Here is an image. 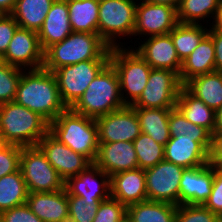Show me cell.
Returning <instances> with one entry per match:
<instances>
[{
  "instance_id": "19",
  "label": "cell",
  "mask_w": 222,
  "mask_h": 222,
  "mask_svg": "<svg viewBox=\"0 0 222 222\" xmlns=\"http://www.w3.org/2000/svg\"><path fill=\"white\" fill-rule=\"evenodd\" d=\"M94 163L109 176L137 169V155L133 142L99 143Z\"/></svg>"
},
{
  "instance_id": "47",
  "label": "cell",
  "mask_w": 222,
  "mask_h": 222,
  "mask_svg": "<svg viewBox=\"0 0 222 222\" xmlns=\"http://www.w3.org/2000/svg\"><path fill=\"white\" fill-rule=\"evenodd\" d=\"M209 24L211 25L208 26H211L215 30L222 31V0H220L219 7L213 22L212 23L209 22Z\"/></svg>"
},
{
  "instance_id": "16",
  "label": "cell",
  "mask_w": 222,
  "mask_h": 222,
  "mask_svg": "<svg viewBox=\"0 0 222 222\" xmlns=\"http://www.w3.org/2000/svg\"><path fill=\"white\" fill-rule=\"evenodd\" d=\"M67 195H74L88 201H103L110 197V176L92 163L77 176L64 183Z\"/></svg>"
},
{
  "instance_id": "14",
  "label": "cell",
  "mask_w": 222,
  "mask_h": 222,
  "mask_svg": "<svg viewBox=\"0 0 222 222\" xmlns=\"http://www.w3.org/2000/svg\"><path fill=\"white\" fill-rule=\"evenodd\" d=\"M2 62L24 70L42 68L44 51L39 42L38 32L18 27L2 57Z\"/></svg>"
},
{
  "instance_id": "29",
  "label": "cell",
  "mask_w": 222,
  "mask_h": 222,
  "mask_svg": "<svg viewBox=\"0 0 222 222\" xmlns=\"http://www.w3.org/2000/svg\"><path fill=\"white\" fill-rule=\"evenodd\" d=\"M55 0H16L11 15L21 28L38 32Z\"/></svg>"
},
{
  "instance_id": "9",
  "label": "cell",
  "mask_w": 222,
  "mask_h": 222,
  "mask_svg": "<svg viewBox=\"0 0 222 222\" xmlns=\"http://www.w3.org/2000/svg\"><path fill=\"white\" fill-rule=\"evenodd\" d=\"M109 62L110 60L81 61L53 72L60 97L67 108H71L80 99L90 82Z\"/></svg>"
},
{
  "instance_id": "40",
  "label": "cell",
  "mask_w": 222,
  "mask_h": 222,
  "mask_svg": "<svg viewBox=\"0 0 222 222\" xmlns=\"http://www.w3.org/2000/svg\"><path fill=\"white\" fill-rule=\"evenodd\" d=\"M203 206L217 216H222V167L214 166V179L211 193Z\"/></svg>"
},
{
  "instance_id": "46",
  "label": "cell",
  "mask_w": 222,
  "mask_h": 222,
  "mask_svg": "<svg viewBox=\"0 0 222 222\" xmlns=\"http://www.w3.org/2000/svg\"><path fill=\"white\" fill-rule=\"evenodd\" d=\"M208 27H210L208 34L211 36L215 48V71L222 72V31Z\"/></svg>"
},
{
  "instance_id": "44",
  "label": "cell",
  "mask_w": 222,
  "mask_h": 222,
  "mask_svg": "<svg viewBox=\"0 0 222 222\" xmlns=\"http://www.w3.org/2000/svg\"><path fill=\"white\" fill-rule=\"evenodd\" d=\"M185 136L195 137V141L200 142L210 152L212 145V134L207 129L188 121Z\"/></svg>"
},
{
  "instance_id": "2",
  "label": "cell",
  "mask_w": 222,
  "mask_h": 222,
  "mask_svg": "<svg viewBox=\"0 0 222 222\" xmlns=\"http://www.w3.org/2000/svg\"><path fill=\"white\" fill-rule=\"evenodd\" d=\"M111 47L98 33L72 32L44 51L43 68L54 72L63 66L88 60H110Z\"/></svg>"
},
{
  "instance_id": "18",
  "label": "cell",
  "mask_w": 222,
  "mask_h": 222,
  "mask_svg": "<svg viewBox=\"0 0 222 222\" xmlns=\"http://www.w3.org/2000/svg\"><path fill=\"white\" fill-rule=\"evenodd\" d=\"M141 42L135 50L152 68L171 70L179 76L182 62L177 56L170 33L150 36Z\"/></svg>"
},
{
  "instance_id": "27",
  "label": "cell",
  "mask_w": 222,
  "mask_h": 222,
  "mask_svg": "<svg viewBox=\"0 0 222 222\" xmlns=\"http://www.w3.org/2000/svg\"><path fill=\"white\" fill-rule=\"evenodd\" d=\"M139 119L141 132L165 146L171 138L169 114L173 108H133Z\"/></svg>"
},
{
  "instance_id": "25",
  "label": "cell",
  "mask_w": 222,
  "mask_h": 222,
  "mask_svg": "<svg viewBox=\"0 0 222 222\" xmlns=\"http://www.w3.org/2000/svg\"><path fill=\"white\" fill-rule=\"evenodd\" d=\"M176 108L189 122L202 126L214 134L216 112L193 96L184 86L179 91Z\"/></svg>"
},
{
  "instance_id": "11",
  "label": "cell",
  "mask_w": 222,
  "mask_h": 222,
  "mask_svg": "<svg viewBox=\"0 0 222 222\" xmlns=\"http://www.w3.org/2000/svg\"><path fill=\"white\" fill-rule=\"evenodd\" d=\"M184 169L166 160L145 169L147 200L178 206L180 180Z\"/></svg>"
},
{
  "instance_id": "23",
  "label": "cell",
  "mask_w": 222,
  "mask_h": 222,
  "mask_svg": "<svg viewBox=\"0 0 222 222\" xmlns=\"http://www.w3.org/2000/svg\"><path fill=\"white\" fill-rule=\"evenodd\" d=\"M69 21L67 0H55L38 31L39 42L43 51L58 42H62L72 33Z\"/></svg>"
},
{
  "instance_id": "41",
  "label": "cell",
  "mask_w": 222,
  "mask_h": 222,
  "mask_svg": "<svg viewBox=\"0 0 222 222\" xmlns=\"http://www.w3.org/2000/svg\"><path fill=\"white\" fill-rule=\"evenodd\" d=\"M19 27L11 14H0V56L8 50L9 43Z\"/></svg>"
},
{
  "instance_id": "43",
  "label": "cell",
  "mask_w": 222,
  "mask_h": 222,
  "mask_svg": "<svg viewBox=\"0 0 222 222\" xmlns=\"http://www.w3.org/2000/svg\"><path fill=\"white\" fill-rule=\"evenodd\" d=\"M188 120L175 107L171 109L169 114V131L171 137L185 136Z\"/></svg>"
},
{
  "instance_id": "21",
  "label": "cell",
  "mask_w": 222,
  "mask_h": 222,
  "mask_svg": "<svg viewBox=\"0 0 222 222\" xmlns=\"http://www.w3.org/2000/svg\"><path fill=\"white\" fill-rule=\"evenodd\" d=\"M164 160L183 168L203 166L209 163V151L195 137H171L164 146Z\"/></svg>"
},
{
  "instance_id": "7",
  "label": "cell",
  "mask_w": 222,
  "mask_h": 222,
  "mask_svg": "<svg viewBox=\"0 0 222 222\" xmlns=\"http://www.w3.org/2000/svg\"><path fill=\"white\" fill-rule=\"evenodd\" d=\"M137 1L99 0L98 35L110 47L123 46L118 39L133 36Z\"/></svg>"
},
{
  "instance_id": "50",
  "label": "cell",
  "mask_w": 222,
  "mask_h": 222,
  "mask_svg": "<svg viewBox=\"0 0 222 222\" xmlns=\"http://www.w3.org/2000/svg\"><path fill=\"white\" fill-rule=\"evenodd\" d=\"M153 4H162V5H168L177 10L180 0H146Z\"/></svg>"
},
{
  "instance_id": "39",
  "label": "cell",
  "mask_w": 222,
  "mask_h": 222,
  "mask_svg": "<svg viewBox=\"0 0 222 222\" xmlns=\"http://www.w3.org/2000/svg\"><path fill=\"white\" fill-rule=\"evenodd\" d=\"M22 146L8 144L0 151V178L16 172L20 168Z\"/></svg>"
},
{
  "instance_id": "35",
  "label": "cell",
  "mask_w": 222,
  "mask_h": 222,
  "mask_svg": "<svg viewBox=\"0 0 222 222\" xmlns=\"http://www.w3.org/2000/svg\"><path fill=\"white\" fill-rule=\"evenodd\" d=\"M23 70L8 63H0V105L14 101Z\"/></svg>"
},
{
  "instance_id": "49",
  "label": "cell",
  "mask_w": 222,
  "mask_h": 222,
  "mask_svg": "<svg viewBox=\"0 0 222 222\" xmlns=\"http://www.w3.org/2000/svg\"><path fill=\"white\" fill-rule=\"evenodd\" d=\"M214 134H222V106L216 111Z\"/></svg>"
},
{
  "instance_id": "13",
  "label": "cell",
  "mask_w": 222,
  "mask_h": 222,
  "mask_svg": "<svg viewBox=\"0 0 222 222\" xmlns=\"http://www.w3.org/2000/svg\"><path fill=\"white\" fill-rule=\"evenodd\" d=\"M137 3L133 36L168 34L178 24L177 10L168 5L153 4L146 0Z\"/></svg>"
},
{
  "instance_id": "31",
  "label": "cell",
  "mask_w": 222,
  "mask_h": 222,
  "mask_svg": "<svg viewBox=\"0 0 222 222\" xmlns=\"http://www.w3.org/2000/svg\"><path fill=\"white\" fill-rule=\"evenodd\" d=\"M208 32L209 29L207 26L205 28V25L184 23H178L169 32L181 62L193 52Z\"/></svg>"
},
{
  "instance_id": "20",
  "label": "cell",
  "mask_w": 222,
  "mask_h": 222,
  "mask_svg": "<svg viewBox=\"0 0 222 222\" xmlns=\"http://www.w3.org/2000/svg\"><path fill=\"white\" fill-rule=\"evenodd\" d=\"M110 197L126 207L147 200L144 169L122 171L110 176Z\"/></svg>"
},
{
  "instance_id": "42",
  "label": "cell",
  "mask_w": 222,
  "mask_h": 222,
  "mask_svg": "<svg viewBox=\"0 0 222 222\" xmlns=\"http://www.w3.org/2000/svg\"><path fill=\"white\" fill-rule=\"evenodd\" d=\"M0 222H43L29 208L23 204L0 213Z\"/></svg>"
},
{
  "instance_id": "52",
  "label": "cell",
  "mask_w": 222,
  "mask_h": 222,
  "mask_svg": "<svg viewBox=\"0 0 222 222\" xmlns=\"http://www.w3.org/2000/svg\"><path fill=\"white\" fill-rule=\"evenodd\" d=\"M119 222H133L132 218L126 213Z\"/></svg>"
},
{
  "instance_id": "28",
  "label": "cell",
  "mask_w": 222,
  "mask_h": 222,
  "mask_svg": "<svg viewBox=\"0 0 222 222\" xmlns=\"http://www.w3.org/2000/svg\"><path fill=\"white\" fill-rule=\"evenodd\" d=\"M73 32L98 33L99 0H67Z\"/></svg>"
},
{
  "instance_id": "3",
  "label": "cell",
  "mask_w": 222,
  "mask_h": 222,
  "mask_svg": "<svg viewBox=\"0 0 222 222\" xmlns=\"http://www.w3.org/2000/svg\"><path fill=\"white\" fill-rule=\"evenodd\" d=\"M126 107L117 71L109 62L90 82L88 88L71 109L92 119Z\"/></svg>"
},
{
  "instance_id": "38",
  "label": "cell",
  "mask_w": 222,
  "mask_h": 222,
  "mask_svg": "<svg viewBox=\"0 0 222 222\" xmlns=\"http://www.w3.org/2000/svg\"><path fill=\"white\" fill-rule=\"evenodd\" d=\"M126 213L125 205L109 197L100 202L93 222H119Z\"/></svg>"
},
{
  "instance_id": "32",
  "label": "cell",
  "mask_w": 222,
  "mask_h": 222,
  "mask_svg": "<svg viewBox=\"0 0 222 222\" xmlns=\"http://www.w3.org/2000/svg\"><path fill=\"white\" fill-rule=\"evenodd\" d=\"M28 188L20 168L0 178V213L26 204Z\"/></svg>"
},
{
  "instance_id": "12",
  "label": "cell",
  "mask_w": 222,
  "mask_h": 222,
  "mask_svg": "<svg viewBox=\"0 0 222 222\" xmlns=\"http://www.w3.org/2000/svg\"><path fill=\"white\" fill-rule=\"evenodd\" d=\"M99 143L133 142L141 128L136 111L131 106L95 119Z\"/></svg>"
},
{
  "instance_id": "6",
  "label": "cell",
  "mask_w": 222,
  "mask_h": 222,
  "mask_svg": "<svg viewBox=\"0 0 222 222\" xmlns=\"http://www.w3.org/2000/svg\"><path fill=\"white\" fill-rule=\"evenodd\" d=\"M110 63L117 71L124 104L133 105L145 89L152 67L135 49L125 46L111 47Z\"/></svg>"
},
{
  "instance_id": "17",
  "label": "cell",
  "mask_w": 222,
  "mask_h": 222,
  "mask_svg": "<svg viewBox=\"0 0 222 222\" xmlns=\"http://www.w3.org/2000/svg\"><path fill=\"white\" fill-rule=\"evenodd\" d=\"M214 179V166L209 163L185 168L180 180L179 205H203L210 196Z\"/></svg>"
},
{
  "instance_id": "45",
  "label": "cell",
  "mask_w": 222,
  "mask_h": 222,
  "mask_svg": "<svg viewBox=\"0 0 222 222\" xmlns=\"http://www.w3.org/2000/svg\"><path fill=\"white\" fill-rule=\"evenodd\" d=\"M209 164L222 167V134L212 135V145L209 152Z\"/></svg>"
},
{
  "instance_id": "26",
  "label": "cell",
  "mask_w": 222,
  "mask_h": 222,
  "mask_svg": "<svg viewBox=\"0 0 222 222\" xmlns=\"http://www.w3.org/2000/svg\"><path fill=\"white\" fill-rule=\"evenodd\" d=\"M183 86L215 112L222 106V72L198 75Z\"/></svg>"
},
{
  "instance_id": "48",
  "label": "cell",
  "mask_w": 222,
  "mask_h": 222,
  "mask_svg": "<svg viewBox=\"0 0 222 222\" xmlns=\"http://www.w3.org/2000/svg\"><path fill=\"white\" fill-rule=\"evenodd\" d=\"M15 4L16 0H0V14H11Z\"/></svg>"
},
{
  "instance_id": "8",
  "label": "cell",
  "mask_w": 222,
  "mask_h": 222,
  "mask_svg": "<svg viewBox=\"0 0 222 222\" xmlns=\"http://www.w3.org/2000/svg\"><path fill=\"white\" fill-rule=\"evenodd\" d=\"M20 170L29 193L55 192L64 189V180L38 146L22 147Z\"/></svg>"
},
{
  "instance_id": "53",
  "label": "cell",
  "mask_w": 222,
  "mask_h": 222,
  "mask_svg": "<svg viewBox=\"0 0 222 222\" xmlns=\"http://www.w3.org/2000/svg\"><path fill=\"white\" fill-rule=\"evenodd\" d=\"M214 222H222V216H217Z\"/></svg>"
},
{
  "instance_id": "24",
  "label": "cell",
  "mask_w": 222,
  "mask_h": 222,
  "mask_svg": "<svg viewBox=\"0 0 222 222\" xmlns=\"http://www.w3.org/2000/svg\"><path fill=\"white\" fill-rule=\"evenodd\" d=\"M215 72V48L212 38L207 34L193 52L182 61L179 80L182 85L202 74Z\"/></svg>"
},
{
  "instance_id": "37",
  "label": "cell",
  "mask_w": 222,
  "mask_h": 222,
  "mask_svg": "<svg viewBox=\"0 0 222 222\" xmlns=\"http://www.w3.org/2000/svg\"><path fill=\"white\" fill-rule=\"evenodd\" d=\"M217 215L203 205H178L175 222H214Z\"/></svg>"
},
{
  "instance_id": "15",
  "label": "cell",
  "mask_w": 222,
  "mask_h": 222,
  "mask_svg": "<svg viewBox=\"0 0 222 222\" xmlns=\"http://www.w3.org/2000/svg\"><path fill=\"white\" fill-rule=\"evenodd\" d=\"M37 146L64 182L72 176H77L92 164L86 157L71 150L50 132L38 142Z\"/></svg>"
},
{
  "instance_id": "22",
  "label": "cell",
  "mask_w": 222,
  "mask_h": 222,
  "mask_svg": "<svg viewBox=\"0 0 222 222\" xmlns=\"http://www.w3.org/2000/svg\"><path fill=\"white\" fill-rule=\"evenodd\" d=\"M26 204L43 222H68V195L65 188L55 192L29 193Z\"/></svg>"
},
{
  "instance_id": "1",
  "label": "cell",
  "mask_w": 222,
  "mask_h": 222,
  "mask_svg": "<svg viewBox=\"0 0 222 222\" xmlns=\"http://www.w3.org/2000/svg\"><path fill=\"white\" fill-rule=\"evenodd\" d=\"M14 102L38 113L49 124L67 109L54 73L43 67L23 70Z\"/></svg>"
},
{
  "instance_id": "36",
  "label": "cell",
  "mask_w": 222,
  "mask_h": 222,
  "mask_svg": "<svg viewBox=\"0 0 222 222\" xmlns=\"http://www.w3.org/2000/svg\"><path fill=\"white\" fill-rule=\"evenodd\" d=\"M100 202L68 195V222H93Z\"/></svg>"
},
{
  "instance_id": "51",
  "label": "cell",
  "mask_w": 222,
  "mask_h": 222,
  "mask_svg": "<svg viewBox=\"0 0 222 222\" xmlns=\"http://www.w3.org/2000/svg\"><path fill=\"white\" fill-rule=\"evenodd\" d=\"M9 143L5 138L0 134V151H2Z\"/></svg>"
},
{
  "instance_id": "5",
  "label": "cell",
  "mask_w": 222,
  "mask_h": 222,
  "mask_svg": "<svg viewBox=\"0 0 222 222\" xmlns=\"http://www.w3.org/2000/svg\"><path fill=\"white\" fill-rule=\"evenodd\" d=\"M49 132V123L38 113L13 102L0 105V134L9 144L37 146Z\"/></svg>"
},
{
  "instance_id": "30",
  "label": "cell",
  "mask_w": 222,
  "mask_h": 222,
  "mask_svg": "<svg viewBox=\"0 0 222 222\" xmlns=\"http://www.w3.org/2000/svg\"><path fill=\"white\" fill-rule=\"evenodd\" d=\"M177 205L145 200L127 207L133 222H175Z\"/></svg>"
},
{
  "instance_id": "33",
  "label": "cell",
  "mask_w": 222,
  "mask_h": 222,
  "mask_svg": "<svg viewBox=\"0 0 222 222\" xmlns=\"http://www.w3.org/2000/svg\"><path fill=\"white\" fill-rule=\"evenodd\" d=\"M219 3L220 0H180L177 8L178 23L202 24V21L204 24L206 21L205 25H208L211 18L214 20Z\"/></svg>"
},
{
  "instance_id": "10",
  "label": "cell",
  "mask_w": 222,
  "mask_h": 222,
  "mask_svg": "<svg viewBox=\"0 0 222 222\" xmlns=\"http://www.w3.org/2000/svg\"><path fill=\"white\" fill-rule=\"evenodd\" d=\"M183 85L171 70L152 68L146 87L132 108H175Z\"/></svg>"
},
{
  "instance_id": "4",
  "label": "cell",
  "mask_w": 222,
  "mask_h": 222,
  "mask_svg": "<svg viewBox=\"0 0 222 222\" xmlns=\"http://www.w3.org/2000/svg\"><path fill=\"white\" fill-rule=\"evenodd\" d=\"M49 132L74 152L94 163L98 154V129L95 119L74 112L63 111L49 124Z\"/></svg>"
},
{
  "instance_id": "34",
  "label": "cell",
  "mask_w": 222,
  "mask_h": 222,
  "mask_svg": "<svg viewBox=\"0 0 222 222\" xmlns=\"http://www.w3.org/2000/svg\"><path fill=\"white\" fill-rule=\"evenodd\" d=\"M138 168L147 169L164 160V146L142 133L133 141Z\"/></svg>"
}]
</instances>
